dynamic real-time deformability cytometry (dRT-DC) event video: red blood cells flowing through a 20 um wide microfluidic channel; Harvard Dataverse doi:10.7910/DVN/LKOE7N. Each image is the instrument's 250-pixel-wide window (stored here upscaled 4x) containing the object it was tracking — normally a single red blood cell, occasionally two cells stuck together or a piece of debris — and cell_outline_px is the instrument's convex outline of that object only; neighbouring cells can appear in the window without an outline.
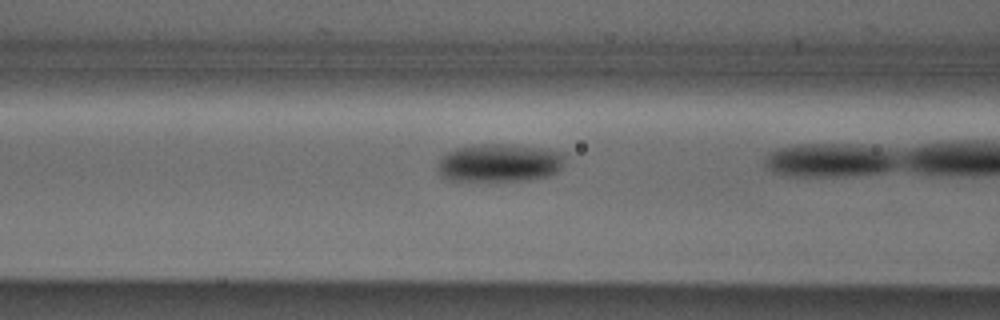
{"species": "Egyptian fruit bat (a non-hibernating species)", "species_latin": "Rousettus aegyptiacus", "temperature_condition": "cold", "stored_images_in_passage": 17, "camera_frame_rate_fps": 3000, "um_per_image_px": 0.085, "animal": {"sex": "male"}, "frame": {"image": 1, "passage_image": 8, "time_ms": 2.333, "image_size_px": [1000, 320], "cell_outline_px": [[564, 160], [560, 168], [552, 176], [528, 180], [448, 180], [440, 176], [436, 168], [436, 164], [440, 156], [456, 148], [480, 144], [512, 144], [544, 148], [564, 152]], "centroid_in_image_um": [42.44, 13.83], "position_along_channel_um": 124.2, "area_um2": 28.61}}